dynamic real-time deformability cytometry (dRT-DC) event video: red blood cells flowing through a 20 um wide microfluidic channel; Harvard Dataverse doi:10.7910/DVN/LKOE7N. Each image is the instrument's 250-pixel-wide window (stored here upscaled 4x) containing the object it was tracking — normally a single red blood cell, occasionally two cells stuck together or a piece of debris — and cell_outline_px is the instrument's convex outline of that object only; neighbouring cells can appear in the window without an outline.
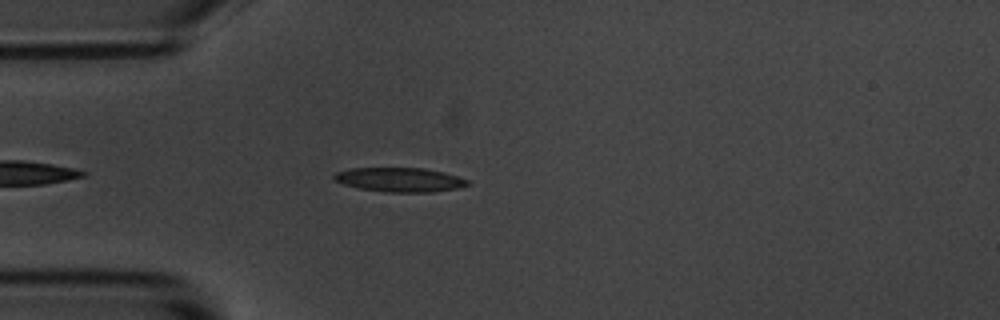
{"species": "common noctule bat (a hibernating species)", "species_latin": "Nyctalus noctula", "temperature_condition": "room temperature", "stored_images_in_passage": 26, "camera_frame_rate_fps": 3000, "um_per_image_px": 0.085, "animal": {"sex": "male", "body_mass_g": 20.1, "forearm_length_mm": 53.5}, "frame": {"image": 1, "passage_image": 5, "time_ms": 1.333, "image_size_px": [1000, 320], "cell_outline_px": [[468, 184], [456, 188], [432, 192], [384, 192], [360, 188], [344, 184], [336, 180], [332, 176], [336, 172], [348, 168], [424, 168], [444, 172], [468, 180]], "centroid_in_image_um": [33.95, 15.27], "position_along_channel_um": 51.1, "area_um2": 18.67}}
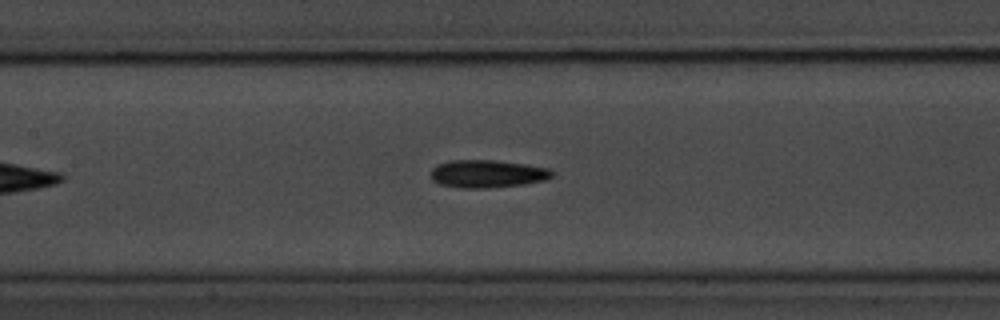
{"frame": {"image": 2, "passage_image": 15, "time_ms": 4.667, "image_size_px": [1000, 320], "cell_outline_px": [[552, 176], [544, 180], [524, 184], [488, 188], [460, 188], [440, 184], [432, 180], [432, 168], [436, 164], [452, 160], [496, 160], [524, 164], [548, 168], [552, 172]], "centroid_in_image_um": [41.39, 14.77], "position_along_channel_um": 166.0, "area_um2": 19.54}}
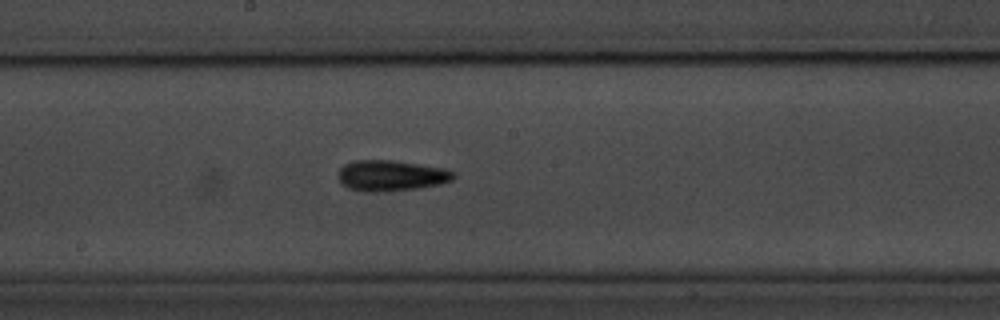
{"frame": {"image": 3, "passage_image": 19, "time_ms": 6.0, "image_size_px": [1000, 320], "cell_outline_px": [[456, 176], [452, 180], [436, 184], [416, 188], [348, 188], [340, 184], [336, 176], [340, 168], [344, 164], [352, 160], [392, 160], [444, 168], [456, 172]], "centroid_in_image_um": [33.23, 14.85], "position_along_channel_um": 215.0, "area_um2": 19.65}}